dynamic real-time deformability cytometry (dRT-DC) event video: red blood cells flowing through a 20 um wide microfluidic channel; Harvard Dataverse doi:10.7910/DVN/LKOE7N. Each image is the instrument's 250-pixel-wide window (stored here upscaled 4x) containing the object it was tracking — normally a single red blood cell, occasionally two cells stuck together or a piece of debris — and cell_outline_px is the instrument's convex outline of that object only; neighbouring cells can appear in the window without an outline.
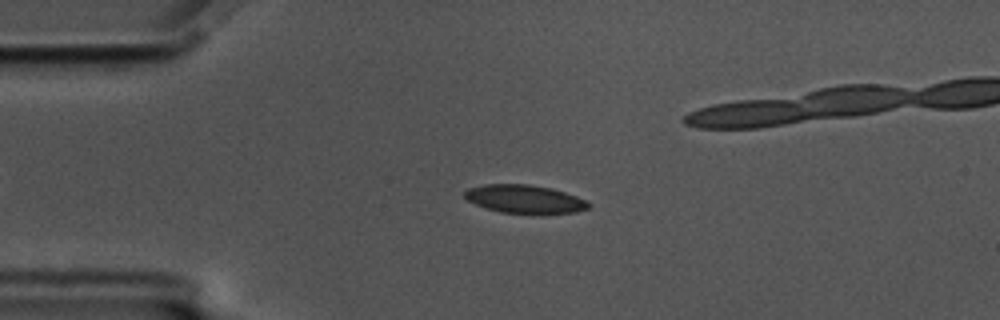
{"species": "common noctule bat (a hibernating species)", "species_latin": "Nyctalus noctula", "temperature_condition": "cold", "stored_images_in_passage": 47, "camera_frame_rate_fps": 3000, "um_per_image_px": 0.085, "animal": {"sex": "male", "body_mass_g": 17.5, "forearm_length_mm": 52.3}, "frame": {"image": 1, "passage_image": 2, "time_ms": 0.333, "image_size_px": [1000, 320], "cell_outline_px": [[592, 204], [588, 208], [576, 212], [540, 216], [536, 216], [500, 212], [476, 204], [468, 200], [464, 196], [464, 192], [468, 188], [484, 184], [528, 184], [552, 188], [576, 196]], "centroid_in_image_um": [44.64, 16.96], "position_along_channel_um": 40.4, "area_um2": 21.04}}
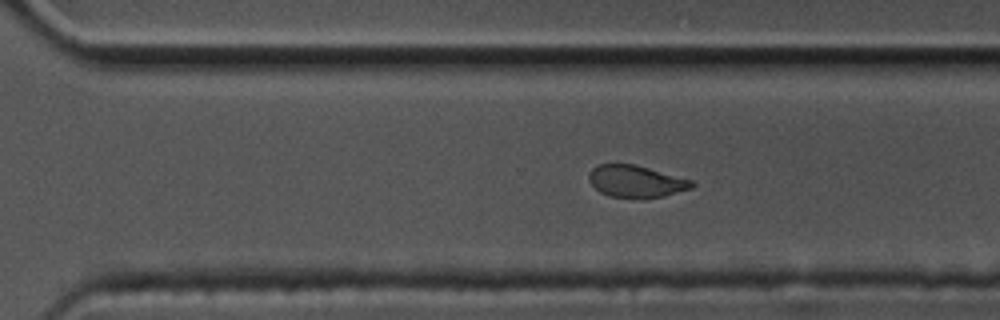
{"frame": {"image": 2, "passage_image": 28, "time_ms": 9.0, "image_size_px": [1000, 320], "cell_outline_px": [[696, 184], [692, 188], [664, 196], [640, 200], [608, 196], [600, 192], [588, 180], [588, 172], [596, 164], [636, 164], [692, 180]], "centroid_in_image_um": [54.05, 15.43], "position_along_channel_um": 316.6, "area_um2": 19.71}}
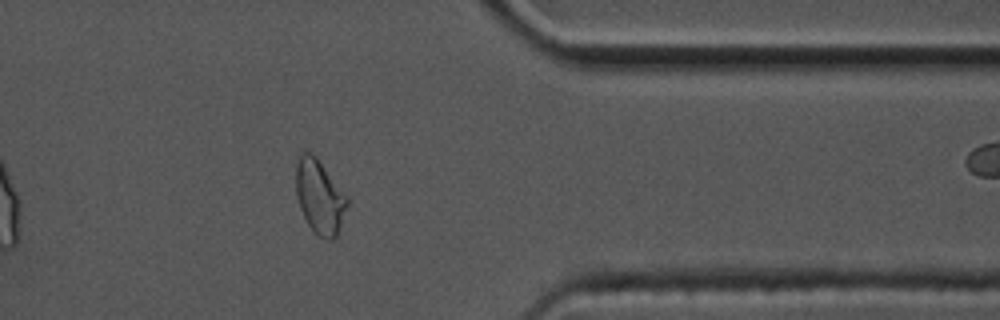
{"frame": {"image": 3, "passage_image": 35, "time_ms": 11.333, "image_size_px": [1000, 320], "cell_outline_px": [[348, 204], [336, 240], [324, 240], [316, 236], [312, 232], [300, 208], [296, 196], [296, 164], [300, 152], [312, 152], [316, 156], [348, 196]], "centroid_in_image_um": [27.18, 16.76], "position_along_channel_um": 384.2, "area_um2": 22.6}, "authors_computed_cell_mechanics": {"area_um2": 20.9236, "velocity_mm_per_s": 3.4733, "shape_relaxation_time_tau1_ms": 3.233, "shape_relaxation_time_tau2_ms": 2.0854, "deformation_change_tau1": 0.1139, "deformation_change_tau2": 0.0617}}